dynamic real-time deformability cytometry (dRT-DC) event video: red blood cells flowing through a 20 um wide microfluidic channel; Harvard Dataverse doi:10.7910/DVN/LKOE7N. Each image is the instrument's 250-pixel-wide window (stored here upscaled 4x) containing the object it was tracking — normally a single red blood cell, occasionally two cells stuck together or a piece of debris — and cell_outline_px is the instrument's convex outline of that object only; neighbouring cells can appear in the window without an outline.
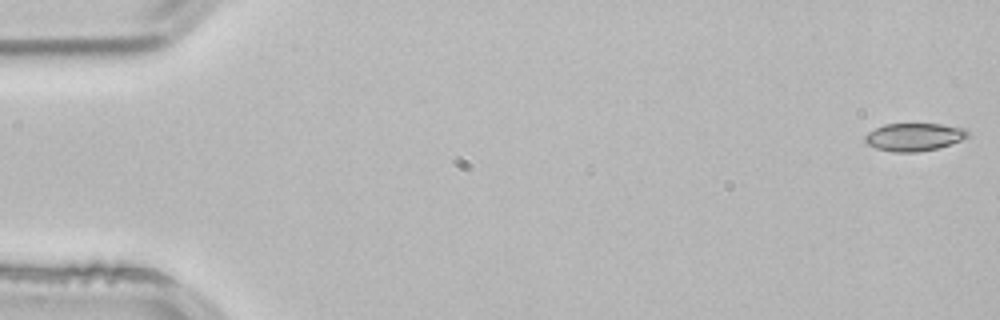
{"species": "common noctule bat (a hibernating species)", "species_latin": "Nyctalus noctula", "temperature_condition": "room temperature", "stored_images_in_passage": 4, "camera_frame_rate_fps": 3000, "um_per_image_px": 0.085, "animal": {"sex": "male", "body_mass_g": 21.5, "forearm_length_mm": 52.0}, "frame": {"image": 1, "passage_image": 1, "time_ms": 0.0, "image_size_px": [1000, 320], "cell_outline_px": [[968, 136], [960, 140], [936, 148], [916, 152], [892, 152], [876, 148], [868, 144], [864, 140], [864, 136], [868, 132], [884, 124], [940, 124], [964, 128], [968, 132]], "centroid_in_image_um": [77.65, 11.64], "position_along_channel_um": 7.3, "area_um2": 16.42}}
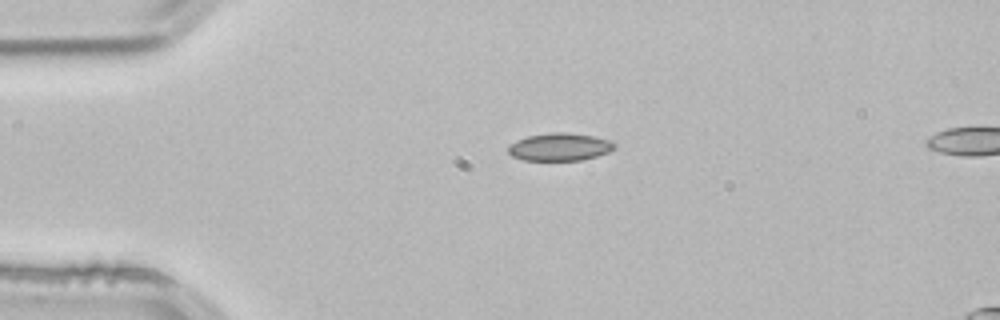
{"frame": {"image": 2, "passage_image": 3, "time_ms": 0.667, "image_size_px": [1000, 320], "cell_outline_px": [[616, 144], [608, 152], [596, 156], [580, 160], [524, 160], [512, 156], [508, 152], [508, 144], [516, 140], [528, 136], [552, 132], [564, 132], [592, 136], [612, 140]], "centroid_in_image_um": [47.54, 12.48], "position_along_channel_um": 37.5, "area_um2": 17.05}}